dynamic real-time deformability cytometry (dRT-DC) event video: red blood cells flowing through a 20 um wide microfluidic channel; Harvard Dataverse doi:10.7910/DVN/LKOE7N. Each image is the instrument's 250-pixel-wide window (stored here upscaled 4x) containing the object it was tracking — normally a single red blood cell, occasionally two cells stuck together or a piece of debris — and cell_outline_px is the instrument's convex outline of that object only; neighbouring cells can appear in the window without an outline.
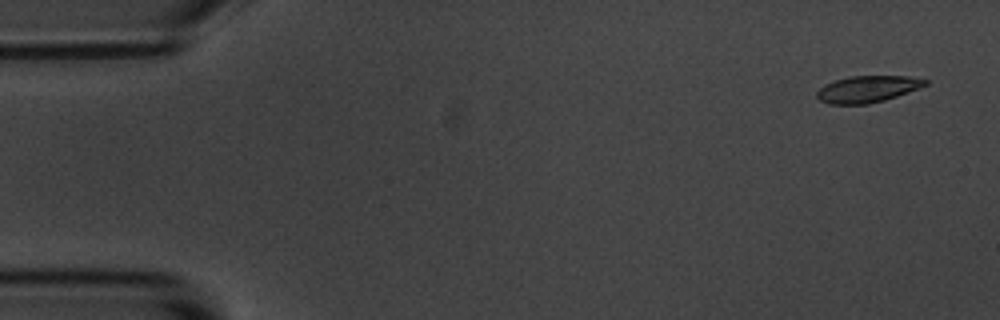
{"species": "common noctule bat (a hibernating species)", "species_latin": "Nyctalus noctula", "temperature_condition": "room temperature", "stored_images_in_passage": 6, "camera_frame_rate_fps": 3000, "um_per_image_px": 0.085, "animal": {"sex": "male", "body_mass_g": 20.1, "forearm_length_mm": 53.5}, "frame": {"image": 1, "passage_image": 1, "time_ms": 0.0, "image_size_px": [1000, 320], "cell_outline_px": [[928, 84], [920, 88], [884, 100], [868, 104], [828, 104], [820, 100], [816, 96], [816, 92], [824, 84], [848, 76], [908, 76], [928, 80]], "centroid_in_image_um": [73.72, 7.57], "position_along_channel_um": 11.3, "area_um2": 16.82}}
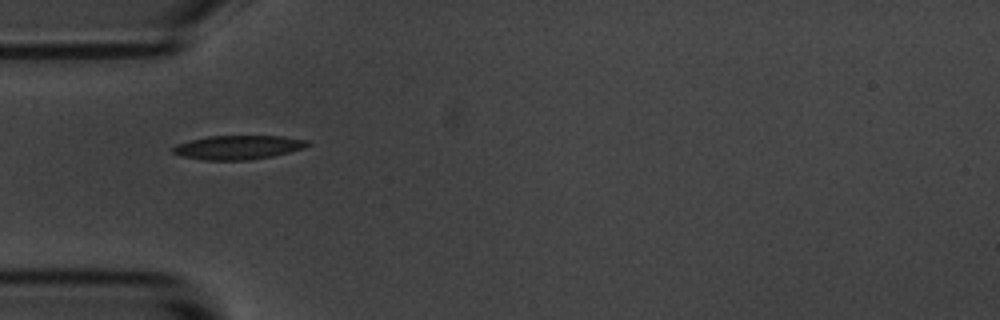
{"frame": {"image": 2, "passage_image": 5, "time_ms": 4.667, "image_size_px": [1000, 320], "cell_outline_px": [[312, 144], [304, 148], [272, 156], [248, 160], [204, 160], [180, 156], [172, 152], [172, 148], [176, 144], [208, 136], [280, 136], [308, 140]], "centroid_in_image_um": [20.24, 12.52], "position_along_channel_um": 64.8, "area_um2": 18.79}}